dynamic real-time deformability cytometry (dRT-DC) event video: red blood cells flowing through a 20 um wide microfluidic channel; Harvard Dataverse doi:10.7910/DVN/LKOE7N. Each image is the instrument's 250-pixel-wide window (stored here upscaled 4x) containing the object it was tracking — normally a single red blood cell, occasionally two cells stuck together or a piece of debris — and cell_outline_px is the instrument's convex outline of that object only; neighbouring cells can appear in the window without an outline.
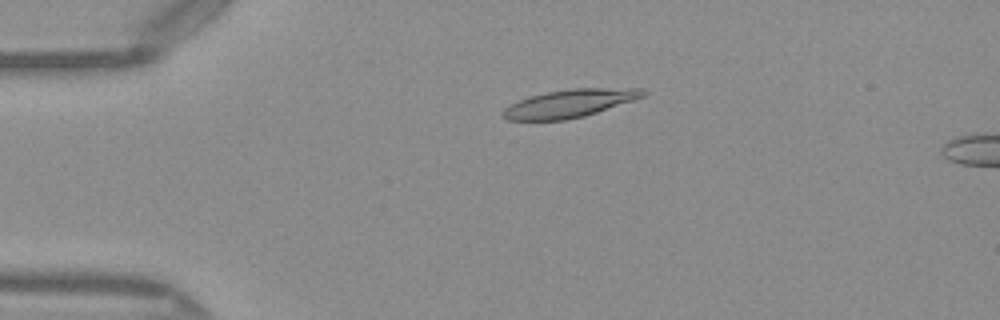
{"species": "Egyptian fruit bat (a non-hibernating species)", "species_latin": "Rousettus aegyptiacus", "temperature_condition": "warm", "stored_images_in_passage": 15, "camera_frame_rate_fps": 3000, "um_per_image_px": 0.085, "frame": {"image": 1, "passage_image": 11, "time_ms": 3.333, "image_size_px": [1000, 320], "cell_outline_px": [[648, 92], [644, 96], [584, 116], [564, 120], [508, 120], [500, 116], [500, 112], [504, 108], [528, 96], [544, 92], [568, 88], [644, 88]], "centroid_in_image_um": [48.37, 8.78], "position_along_channel_um": 36.6, "area_um2": 22.83}}